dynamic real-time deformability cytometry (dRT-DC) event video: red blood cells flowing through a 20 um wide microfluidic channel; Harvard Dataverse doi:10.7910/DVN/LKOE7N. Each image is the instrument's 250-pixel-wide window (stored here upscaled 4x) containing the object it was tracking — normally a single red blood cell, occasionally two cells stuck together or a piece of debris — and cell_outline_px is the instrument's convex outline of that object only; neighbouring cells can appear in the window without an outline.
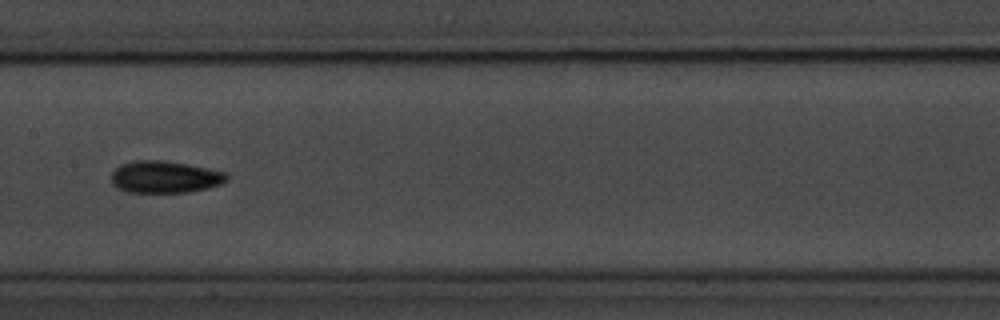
{"species": "common noctule bat (a hibernating species)", "species_latin": "Nyctalus noctula", "temperature_condition": "room temperature", "stored_images_in_passage": 15, "camera_frame_rate_fps": 3000, "um_per_image_px": 0.085, "animal": {"sex": "male", "body_mass_g": 20.1, "forearm_length_mm": 53.5}, "frame": {"image": 1, "passage_image": 7, "time_ms": 8.0, "image_size_px": [1000, 320], "cell_outline_px": [[228, 180], [220, 184], [208, 188], [188, 192], [128, 192], [116, 188], [112, 184], [112, 172], [120, 164], [136, 160], [164, 160], [188, 164], [208, 168], [224, 172], [228, 176]], "centroid_in_image_um": [14.0, 15.04], "position_along_channel_um": 193.4, "area_um2": 21.62}}
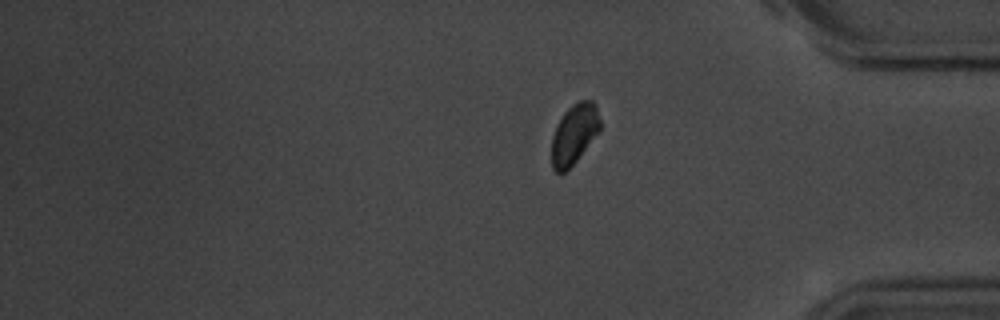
{"frame": {"image": 2, "passage_image": 15, "time_ms": 18.0, "image_size_px": [1000, 320], "cell_outline_px": [[600, 132], [576, 160], [564, 172], [556, 172], [552, 168], [552, 136], [556, 124], [564, 112], [572, 104], [580, 100], [592, 100], [596, 104], [600, 120]], "centroid_in_image_um": [48.82, 11.36], "position_along_channel_um": 386.4, "area_um2": 16.99}, "authors_computed_cell_mechanics": {"area_um2": 20.808, "velocity_mm_per_s": 3.6257, "shape_relaxation_time_tau1_ms": 6.0298, "shape_relaxation_time_tau2_ms": 6.0675, "deformation_change_tau1": 0.1576, "deformation_change_tau2": 0.1186}}